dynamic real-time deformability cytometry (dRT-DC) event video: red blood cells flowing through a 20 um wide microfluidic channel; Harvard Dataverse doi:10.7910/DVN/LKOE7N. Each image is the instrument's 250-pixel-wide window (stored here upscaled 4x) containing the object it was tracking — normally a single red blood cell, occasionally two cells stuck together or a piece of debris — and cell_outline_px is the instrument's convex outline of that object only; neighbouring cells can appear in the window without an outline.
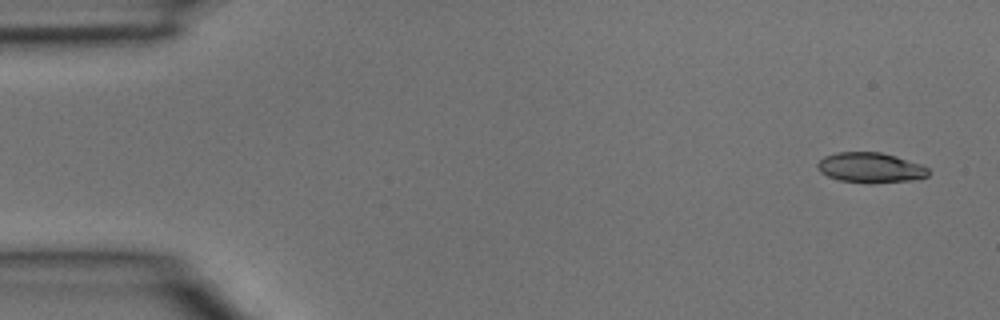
{"species": "common noctule bat (a hibernating species)", "species_latin": "Nyctalus noctula", "temperature_condition": "room temperature", "stored_images_in_passage": 4, "camera_frame_rate_fps": 3000, "um_per_image_px": 0.085, "animal": {"sex": "male", "body_mass_g": 15.6}, "frame": {"image": 1, "passage_image": 1, "time_ms": 0.0, "image_size_px": [1000, 320], "cell_outline_px": [[932, 172], [928, 176], [912, 180], [872, 184], [868, 184], [840, 180], [828, 176], [820, 172], [816, 168], [816, 164], [824, 156], [836, 152], [880, 152], [896, 156], [920, 164], [928, 168]], "centroid_in_image_um": [73.99, 14.26], "position_along_channel_um": 11.0, "area_um2": 19.77}}
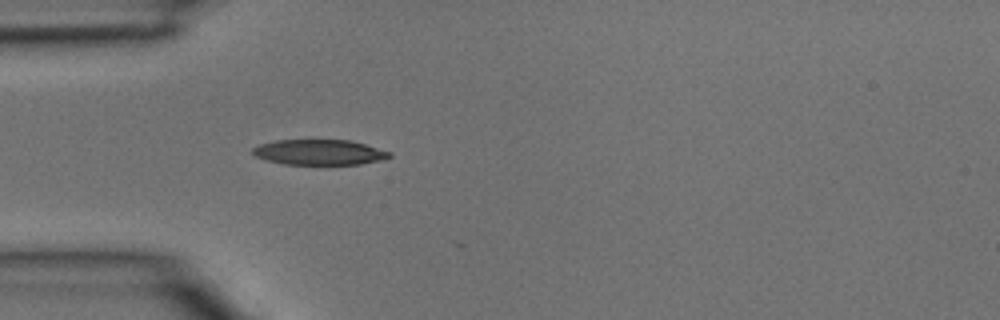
{"frame": {"image": 2, "passage_image": 4, "time_ms": 1.0, "image_size_px": [1000, 320], "cell_outline_px": [[392, 156], [380, 160], [360, 164], [284, 164], [268, 160], [256, 156], [252, 152], [252, 148], [260, 144], [276, 140], [352, 140], [392, 152]], "centroid_in_image_um": [27.17, 12.93], "position_along_channel_um": 57.8, "area_um2": 20.11}}